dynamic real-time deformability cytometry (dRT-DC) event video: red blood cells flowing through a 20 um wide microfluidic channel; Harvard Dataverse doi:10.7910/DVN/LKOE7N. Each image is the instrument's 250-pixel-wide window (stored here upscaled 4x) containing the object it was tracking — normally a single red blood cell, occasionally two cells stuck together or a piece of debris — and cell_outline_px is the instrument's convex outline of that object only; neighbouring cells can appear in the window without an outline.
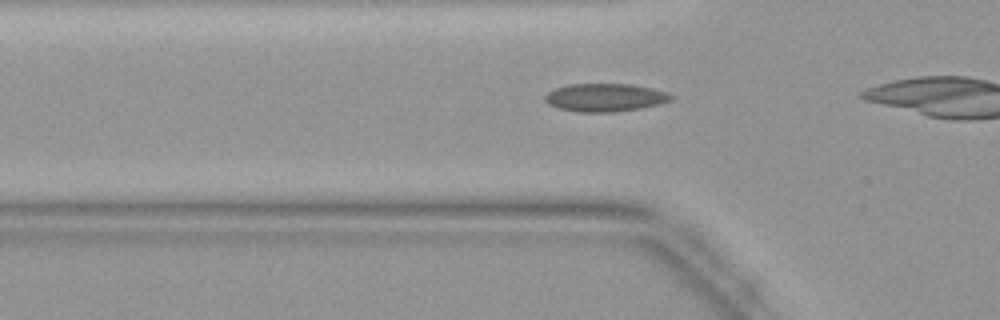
{"species": "common noctule bat (a hibernating species)", "species_latin": "Nyctalus noctula", "temperature_condition": "warm", "stored_images_in_passage": 12, "camera_frame_rate_fps": 3000, "um_per_image_px": 0.085, "animal": {"sex": "female", "body_mass_g": 19.9}, "frame": {"image": 1, "passage_image": 7, "time_ms": 2.0, "image_size_px": [1000, 320], "cell_outline_px": [[672, 100], [660, 104], [640, 108], [612, 112], [580, 112], [556, 108], [548, 104], [544, 100], [544, 96], [548, 92], [556, 88], [572, 84], [632, 84], [652, 88], [668, 92], [672, 96]], "centroid_in_image_um": [51.43, 8.29], "position_along_channel_um": 74.4, "area_um2": 20.63}}